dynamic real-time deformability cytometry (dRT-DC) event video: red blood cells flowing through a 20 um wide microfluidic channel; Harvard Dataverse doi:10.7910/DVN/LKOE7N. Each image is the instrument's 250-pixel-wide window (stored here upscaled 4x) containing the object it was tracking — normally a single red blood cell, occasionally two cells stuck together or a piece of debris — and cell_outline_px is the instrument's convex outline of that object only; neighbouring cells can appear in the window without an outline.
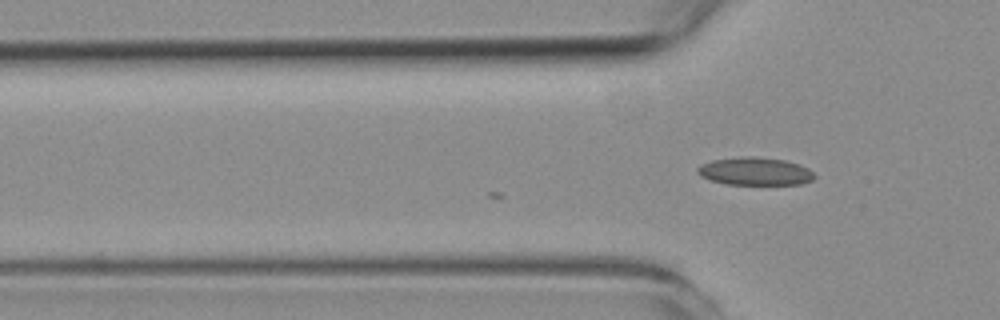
{"species": "common noctule bat (a hibernating species)", "species_latin": "Nyctalus noctula", "temperature_condition": "room temperature", "stored_images_in_passage": 10, "camera_frame_rate_fps": 3000, "um_per_image_px": 0.085, "animal": {"sex": "female", "body_mass_g": 19.3, "forearm_length_mm": 54.1}, "frame": {"image": 1, "passage_image": 10, "time_ms": 3.0, "image_size_px": [1000, 320], "cell_outline_px": [[816, 176], [812, 180], [800, 184], [724, 184], [700, 176], [696, 172], [696, 168], [700, 164], [712, 160], [744, 156], [752, 156], [784, 160], [800, 164], [808, 168]], "centroid_in_image_um": [64.15, 14.56], "position_along_channel_um": 61.6, "area_um2": 19.02}}